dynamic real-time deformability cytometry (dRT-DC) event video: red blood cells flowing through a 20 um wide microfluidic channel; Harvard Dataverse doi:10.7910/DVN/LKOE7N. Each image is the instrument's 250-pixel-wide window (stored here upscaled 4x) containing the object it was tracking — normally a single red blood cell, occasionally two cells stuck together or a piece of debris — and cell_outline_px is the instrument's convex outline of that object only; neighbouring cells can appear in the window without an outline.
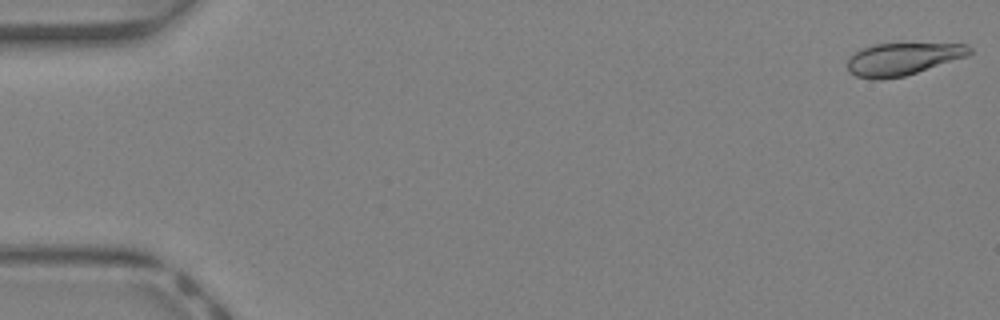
{"species": "Egyptian fruit bat (a non-hibernating species)", "species_latin": "Rousettus aegyptiacus", "temperature_condition": "warm", "stored_images_in_passage": 42, "camera_frame_rate_fps": 3000, "um_per_image_px": 0.085, "animal": {"sex": "female"}, "frame": {"image": 1, "passage_image": 1, "time_ms": 0.0, "image_size_px": [1000, 320], "cell_outline_px": [[972, 52], [968, 56], [904, 76], [880, 80], [872, 80], [856, 76], [848, 72], [848, 56], [860, 48], [872, 44], [968, 44], [972, 48]], "centroid_in_image_um": [76.68, 5.02], "position_along_channel_um": 8.3, "area_um2": 23.18}}
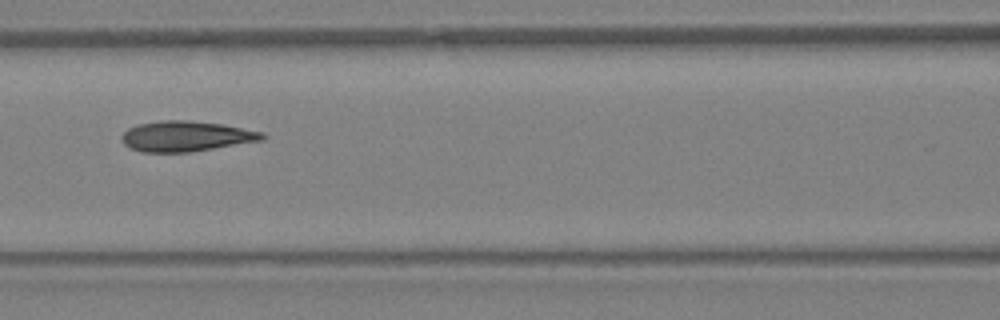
{"frame": {"image": 2, "passage_image": 19, "time_ms": 6.0, "image_size_px": [1000, 320], "cell_outline_px": [[268, 136], [264, 140], [188, 152], [140, 152], [124, 144], [120, 140], [120, 136], [128, 128], [136, 124], [164, 120], [188, 120], [224, 124], [264, 132]], "centroid_in_image_um": [15.82, 11.57], "position_along_channel_um": 150.8, "area_um2": 25.09}}
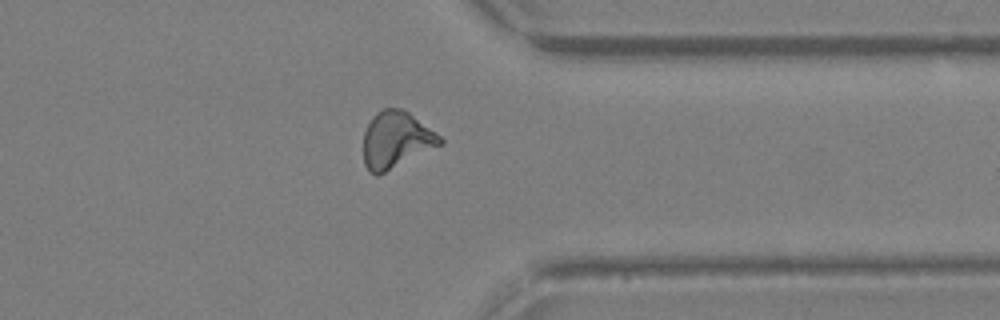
{"frame": {"image": 3, "passage_image": 33, "time_ms": 10.667, "image_size_px": [1000, 320], "cell_outline_px": [[444, 140], [440, 144], [376, 176], [368, 172], [364, 164], [364, 132], [372, 116], [376, 112], [384, 108], [400, 108], [408, 112], [436, 132]], "centroid_in_image_um": [33.62, 11.87], "position_along_channel_um": 377.8, "area_um2": 24.8}, "authors_computed_cell_mechanics": {"area_um2": 24.276, "velocity_mm_per_s": 4.9652, "shape_relaxation_time_tau1_ms": 5.1477, "shape_relaxation_time_tau2_ms": 1.4831, "deformation_change_tau1": 0.1875, "deformation_change_tau2": 0.0816}}